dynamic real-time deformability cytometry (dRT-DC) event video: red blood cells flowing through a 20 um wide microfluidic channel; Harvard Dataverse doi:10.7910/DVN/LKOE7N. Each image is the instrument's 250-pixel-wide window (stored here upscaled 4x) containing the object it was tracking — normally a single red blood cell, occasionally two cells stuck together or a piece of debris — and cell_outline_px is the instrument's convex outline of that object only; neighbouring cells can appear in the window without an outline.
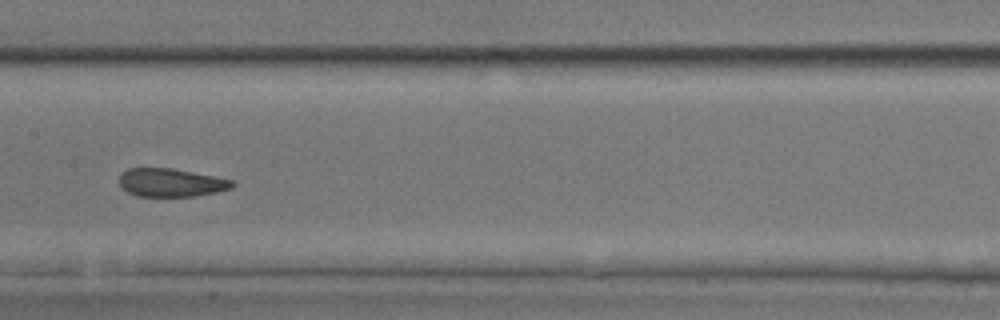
{"species": "common noctule bat (a hibernating species)", "species_latin": "Nyctalus noctula", "temperature_condition": "room temperature", "stored_images_in_passage": 45, "camera_frame_rate_fps": 3000, "um_per_image_px": 0.085, "animal": {"sex": "male", "body_mass_g": 17.9, "forearm_length_mm": 54.2}, "frame": {"image": 1, "passage_image": 20, "time_ms": 6.333, "image_size_px": [1000, 320], "cell_outline_px": [[236, 184], [232, 188], [216, 192], [196, 196], [136, 196], [128, 192], [120, 184], [120, 172], [128, 168], [172, 168], [236, 180]], "centroid_in_image_um": [14.57, 15.51], "position_along_channel_um": 192.8, "area_um2": 18.73}}
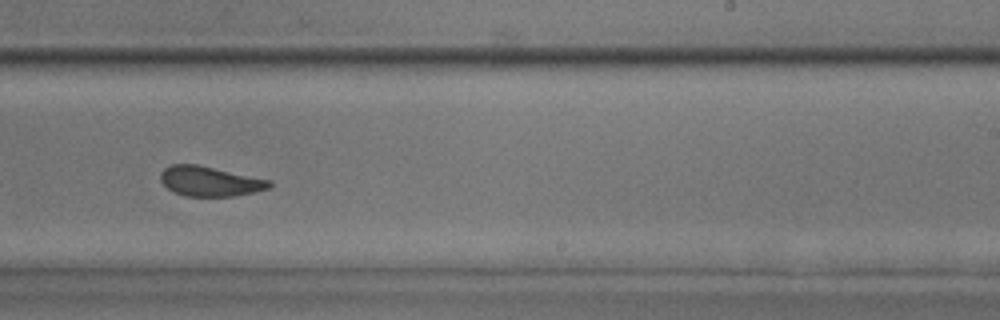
{"frame": {"image": 2, "passage_image": 26, "time_ms": 8.333, "image_size_px": [1000, 320], "cell_outline_px": [[272, 184], [268, 188], [252, 192], [232, 196], [184, 196], [172, 192], [160, 180], [160, 172], [164, 168], [172, 164], [196, 164], [272, 180]], "centroid_in_image_um": [17.8, 15.4], "position_along_channel_um": 271.2, "area_um2": 18.9}}
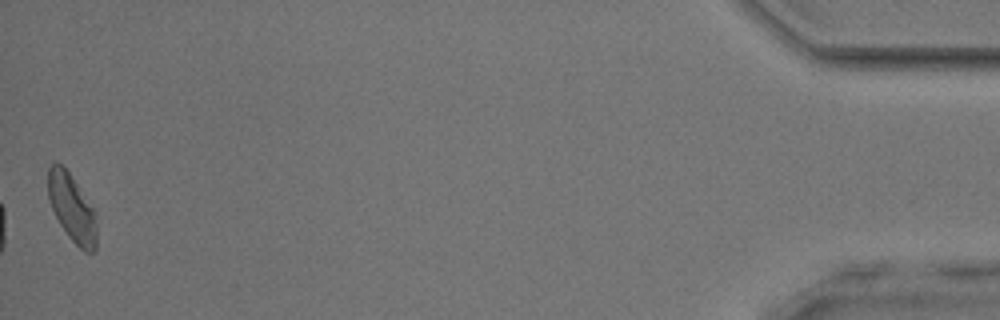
{"frame": {"image": 3, "passage_image": 45, "time_ms": 14.667, "image_size_px": [1000, 320], "cell_outline_px": [[96, 248], [92, 252], [84, 252], [68, 236], [60, 224], [52, 208], [48, 196], [48, 168], [52, 164], [60, 164], [68, 172], [96, 212]], "centroid_in_image_um": [6.13, 17.72], "position_along_channel_um": 429.1, "area_um2": 18.79}, "authors_computed_cell_mechanics": {"area_um2": 19.3052, "velocity_mm_per_s": 3.9316, "shape_relaxation_time_tau1_ms": 7.8461, "shape_relaxation_time_tau2_ms": 1.5124, "deformation_change_tau1": 0.1236, "deformation_change_tau2": 0.0843}}